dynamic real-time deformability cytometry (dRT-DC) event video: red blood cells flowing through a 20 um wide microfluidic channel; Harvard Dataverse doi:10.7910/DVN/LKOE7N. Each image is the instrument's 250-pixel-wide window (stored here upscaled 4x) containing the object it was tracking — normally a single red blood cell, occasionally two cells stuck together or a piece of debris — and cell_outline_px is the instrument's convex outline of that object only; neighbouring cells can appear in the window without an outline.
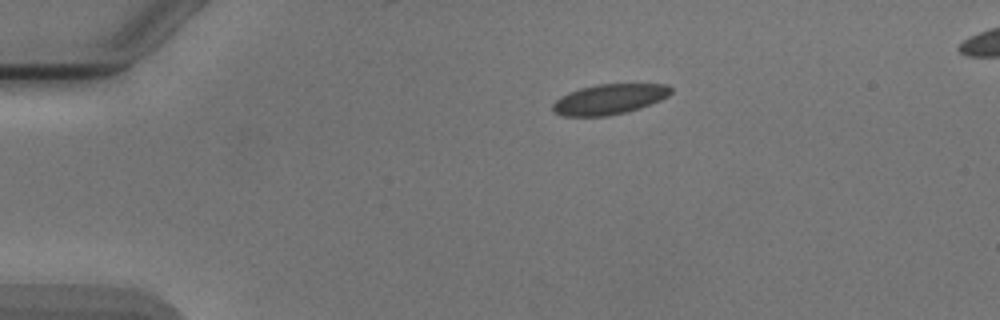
{"species": "Egyptian fruit bat (a non-hibernating species)", "species_latin": "Rousettus aegyptiacus", "temperature_condition": "cold", "stored_images_in_passage": 3, "camera_frame_rate_fps": 3000, "um_per_image_px": 0.085, "animal": {"sex": "male"}, "frame": {"image": 1, "passage_image": 1, "time_ms": 0.0, "image_size_px": [1000, 320], "cell_outline_px": [[672, 92], [668, 96], [660, 100], [640, 108], [608, 116], [564, 116], [556, 112], [552, 108], [552, 104], [560, 96], [568, 92], [580, 88], [596, 84], [668, 84], [672, 88]], "centroid_in_image_um": [51.79, 8.42], "position_along_channel_um": 33.2, "area_um2": 20.81}}
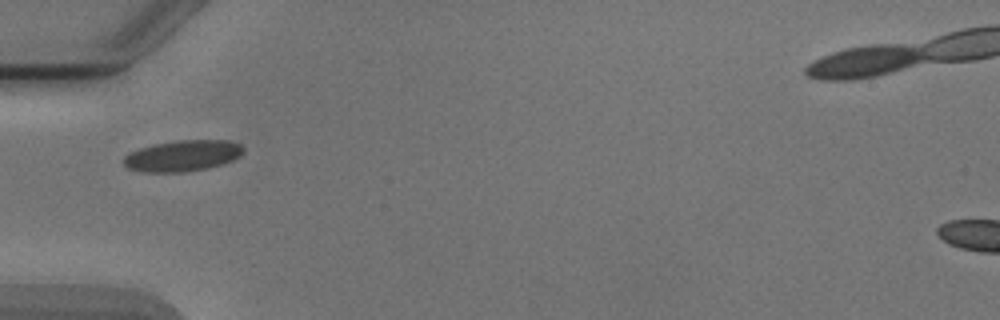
{"frame": {"image": 2, "passage_image": 3, "time_ms": 2.333, "image_size_px": [1000, 320], "cell_outline_px": [[244, 152], [240, 156], [232, 160], [208, 168], [184, 172], [144, 172], [128, 168], [124, 164], [124, 156], [128, 152], [152, 144], [180, 140], [228, 140], [240, 144], [244, 148]], "centroid_in_image_um": [15.52, 13.23], "position_along_channel_um": 69.5, "area_um2": 21.73}}